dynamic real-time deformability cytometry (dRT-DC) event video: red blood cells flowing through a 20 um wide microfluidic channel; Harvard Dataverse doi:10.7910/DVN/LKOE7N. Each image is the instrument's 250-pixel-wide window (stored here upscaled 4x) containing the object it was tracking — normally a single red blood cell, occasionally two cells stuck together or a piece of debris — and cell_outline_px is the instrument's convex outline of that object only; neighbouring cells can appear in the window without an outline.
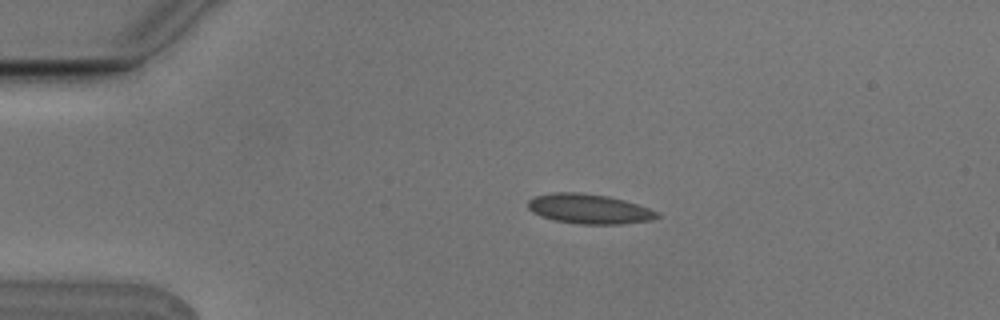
{"species": "Egyptian fruit bat (a non-hibernating species)", "species_latin": "Rousettus aegyptiacus", "temperature_condition": "cold", "stored_images_in_passage": 4, "camera_frame_rate_fps": 3000, "um_per_image_px": 0.085, "animal": {"sex": "male"}, "frame": {"image": 1, "passage_image": 2, "time_ms": 0.333, "image_size_px": [1000, 320], "cell_outline_px": [[660, 216], [648, 220], [620, 224], [580, 224], [556, 220], [540, 216], [532, 212], [528, 208], [528, 200], [536, 196], [556, 192], [580, 192], [608, 196], [624, 200], [648, 208], [656, 212]], "centroid_in_image_um": [50.03, 17.75], "position_along_channel_um": 35.0, "area_um2": 22.08}}